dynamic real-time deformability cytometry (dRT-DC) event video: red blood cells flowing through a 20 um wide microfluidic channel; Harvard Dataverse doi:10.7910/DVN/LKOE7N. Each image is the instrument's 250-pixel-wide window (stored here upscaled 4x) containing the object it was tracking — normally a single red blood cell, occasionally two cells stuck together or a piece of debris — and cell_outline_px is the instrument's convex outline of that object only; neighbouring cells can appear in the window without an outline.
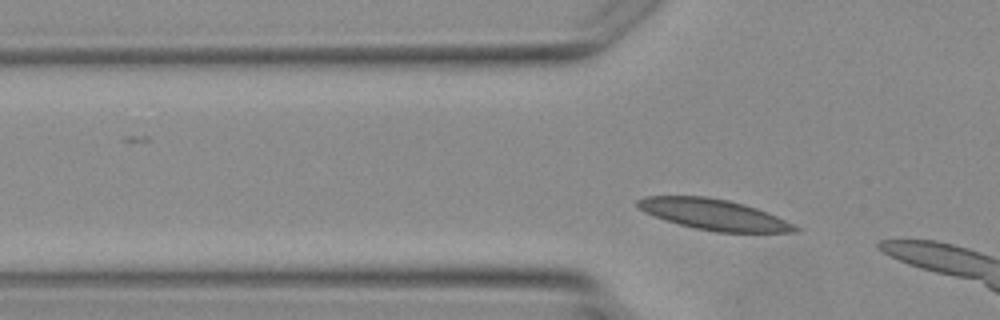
{"species": "Egyptian fruit bat (a non-hibernating species)", "species_latin": "Rousettus aegyptiacus", "temperature_condition": "warm", "stored_images_in_passage": 2, "camera_frame_rate_fps": 3000, "um_per_image_px": 0.085, "animal": {"sex": "female"}, "frame": {"image": 1, "passage_image": 2, "time_ms": 1.0, "image_size_px": [1000, 320], "cell_outline_px": [[800, 228], [796, 232], [716, 232], [696, 228], [664, 220], [644, 212], [636, 204], [636, 200], [644, 196], [708, 196], [728, 200], [744, 204], [768, 212]], "centroid_in_image_um": [60.64, 18.22], "position_along_channel_um": 65.2, "area_um2": 28.03}}